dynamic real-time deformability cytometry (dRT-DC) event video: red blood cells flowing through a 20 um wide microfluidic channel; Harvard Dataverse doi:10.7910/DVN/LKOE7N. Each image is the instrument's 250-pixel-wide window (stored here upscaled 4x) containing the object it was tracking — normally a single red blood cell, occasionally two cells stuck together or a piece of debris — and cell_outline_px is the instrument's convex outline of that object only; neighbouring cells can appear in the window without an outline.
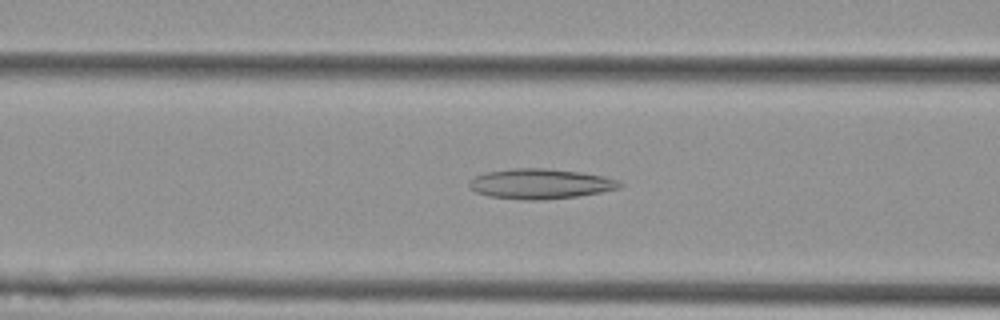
{"species": "Egyptian fruit bat (a non-hibernating species)", "species_latin": "Rousettus aegyptiacus", "temperature_condition": "cold", "stored_images_in_passage": 35, "camera_frame_rate_fps": 3000, "um_per_image_px": 0.085, "animal": {"sex": "female"}, "frame": {"image": 1, "passage_image": 13, "time_ms": 4.0, "image_size_px": [1000, 320], "cell_outline_px": [[624, 184], [620, 188], [600, 192], [576, 196], [536, 200], [528, 200], [488, 196], [476, 192], [468, 188], [468, 180], [476, 176], [488, 172], [512, 168], [544, 168], [580, 172], [604, 176], [616, 180]], "centroid_in_image_um": [45.89, 15.62], "position_along_channel_um": 120.7, "area_um2": 26.24}}
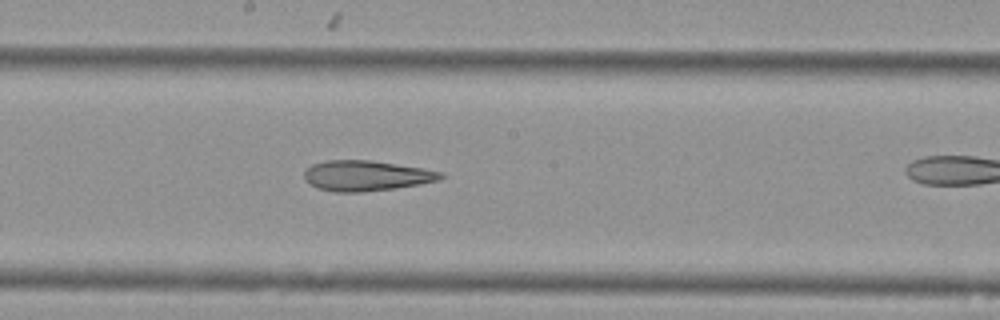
{"frame": {"image": 2, "passage_image": 21, "time_ms": 6.667, "image_size_px": [1000, 320], "cell_outline_px": [[444, 176], [440, 180], [420, 184], [396, 188], [360, 192], [336, 192], [316, 188], [308, 184], [304, 180], [304, 172], [312, 164], [328, 160], [372, 160], [444, 172]], "centroid_in_image_um": [31.11, 14.94], "position_along_channel_um": 217.1, "area_um2": 24.22}}
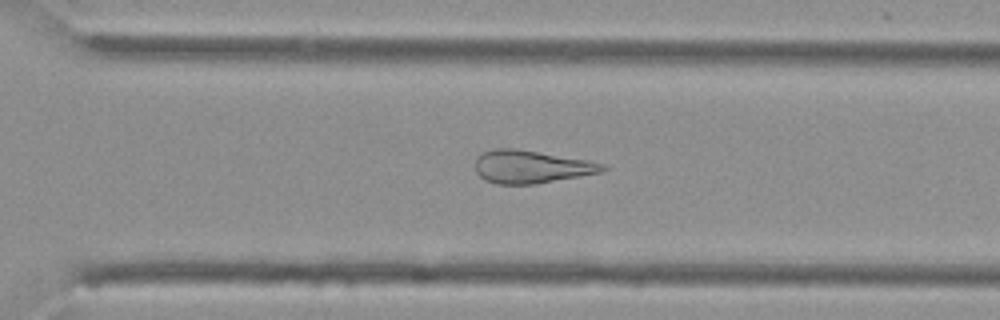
{"frame": {"image": 3, "passage_image": 30, "time_ms": 9.667, "image_size_px": [1000, 320], "cell_outline_px": [[608, 168], [600, 172], [536, 184], [496, 184], [484, 180], [476, 172], [476, 156], [492, 148], [516, 148], [584, 160], [604, 164]], "centroid_in_image_um": [45.08, 14.17], "position_along_channel_um": 325.5, "area_um2": 24.16}}